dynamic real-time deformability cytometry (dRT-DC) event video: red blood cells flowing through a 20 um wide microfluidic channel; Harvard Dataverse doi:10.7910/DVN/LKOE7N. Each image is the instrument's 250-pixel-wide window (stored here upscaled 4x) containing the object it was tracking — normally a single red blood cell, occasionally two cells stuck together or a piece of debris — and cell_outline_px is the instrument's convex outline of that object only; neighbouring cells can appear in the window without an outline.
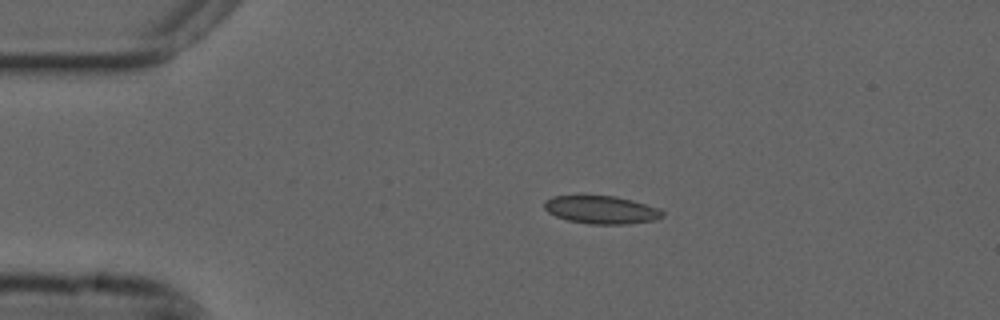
{"species": "common noctule bat (a hibernating species)", "species_latin": "Nyctalus noctula", "temperature_condition": "cold", "stored_images_in_passage": 11, "camera_frame_rate_fps": 3000, "um_per_image_px": 0.085, "animal": {"sex": "male", "forearm_length_mm": 52.5}, "frame": {"image": 1, "passage_image": 1, "time_ms": 0.0, "image_size_px": [1000, 320], "cell_outline_px": [[664, 216], [656, 220], [628, 224], [588, 224], [568, 220], [556, 216], [548, 212], [544, 208], [544, 200], [552, 196], [616, 196], [632, 200], [660, 208], [664, 212]], "centroid_in_image_um": [51.14, 17.84], "position_along_channel_um": 33.9, "area_um2": 19.36}}
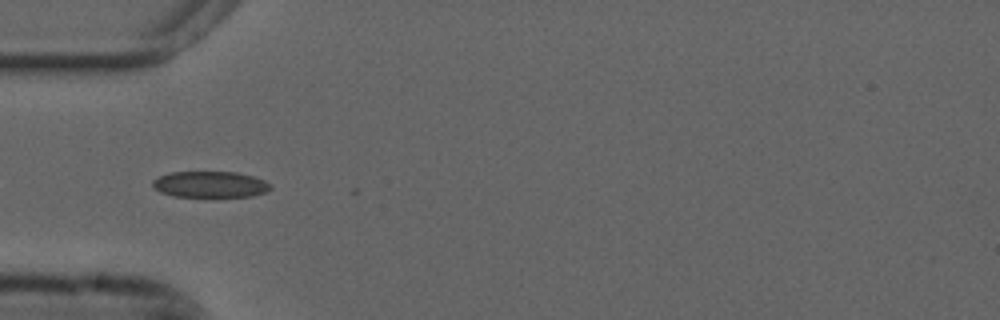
{"frame": {"image": 2, "passage_image": 7, "time_ms": 2.0, "image_size_px": [1000, 320], "cell_outline_px": [[272, 188], [264, 192], [252, 196], [212, 200], [172, 196], [160, 192], [152, 184], [152, 180], [160, 176], [172, 172], [236, 172], [252, 176], [264, 180]], "centroid_in_image_um": [17.85, 15.74], "position_along_channel_um": 67.1, "area_um2": 18.84}}
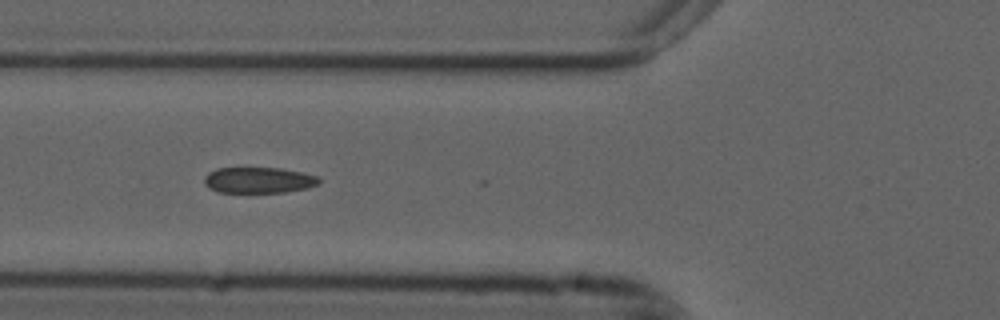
{"frame": {"image": 3, "passage_image": 10, "time_ms": 3.0, "image_size_px": [1000, 320], "cell_outline_px": [[320, 184], [308, 188], [284, 192], [216, 192], [208, 188], [204, 184], [204, 176], [208, 172], [216, 168], [280, 168], [300, 172], [316, 176], [320, 180]], "centroid_in_image_um": [21.94, 15.31], "position_along_channel_um": 103.9, "area_um2": 17.4}}